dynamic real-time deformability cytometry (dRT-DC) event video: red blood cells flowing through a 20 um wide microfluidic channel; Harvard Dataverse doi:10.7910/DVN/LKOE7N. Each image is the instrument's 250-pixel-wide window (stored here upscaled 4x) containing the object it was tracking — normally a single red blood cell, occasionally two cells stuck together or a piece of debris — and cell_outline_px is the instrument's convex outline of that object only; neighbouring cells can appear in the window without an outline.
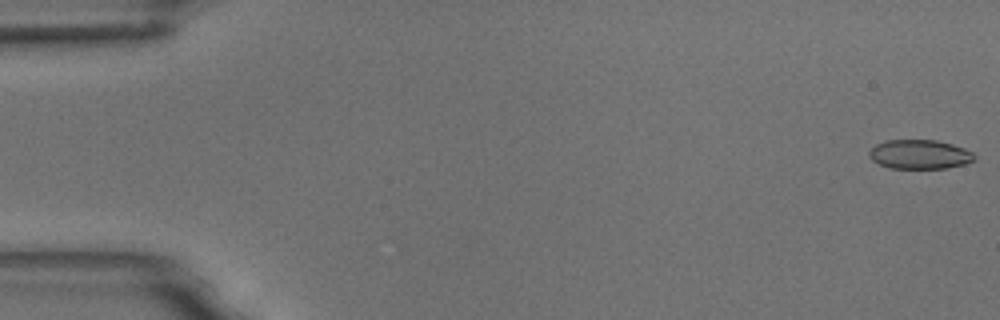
{"species": "common noctule bat (a hibernating species)", "species_latin": "Nyctalus noctula", "temperature_condition": "room temperature", "stored_images_in_passage": 11, "camera_frame_rate_fps": 3000, "um_per_image_px": 0.085, "animal": {"sex": "male", "body_mass_g": 18.8}, "frame": {"image": 1, "passage_image": 1, "time_ms": 0.0, "image_size_px": [1000, 320], "cell_outline_px": [[976, 160], [964, 164], [948, 168], [888, 168], [872, 160], [868, 156], [868, 152], [876, 144], [884, 140], [936, 140], [952, 144], [964, 148], [972, 152], [976, 156]], "centroid_in_image_um": [78.17, 13.12], "position_along_channel_um": 6.8, "area_um2": 18.03}}
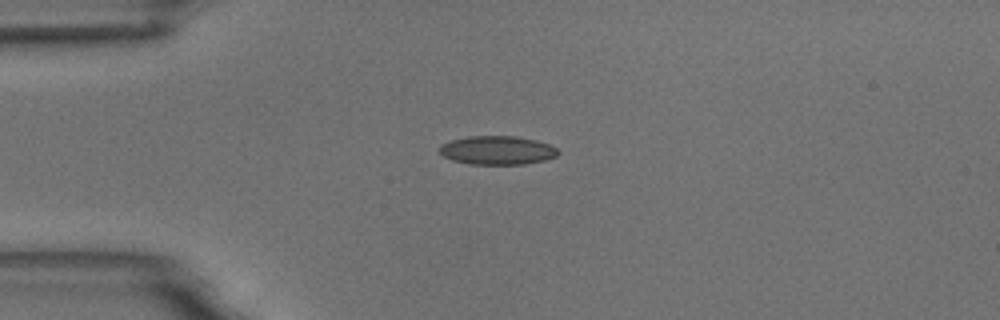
{"frame": {"image": 2, "passage_image": 4, "time_ms": 4.333, "image_size_px": [1000, 320], "cell_outline_px": [[560, 152], [556, 156], [544, 160], [524, 164], [468, 164], [452, 160], [444, 156], [440, 152], [440, 144], [452, 140], [468, 136], [516, 136], [536, 140], [548, 144], [556, 148]], "centroid_in_image_um": [42.26, 12.77], "position_along_channel_um": 42.7, "area_um2": 19.77}}